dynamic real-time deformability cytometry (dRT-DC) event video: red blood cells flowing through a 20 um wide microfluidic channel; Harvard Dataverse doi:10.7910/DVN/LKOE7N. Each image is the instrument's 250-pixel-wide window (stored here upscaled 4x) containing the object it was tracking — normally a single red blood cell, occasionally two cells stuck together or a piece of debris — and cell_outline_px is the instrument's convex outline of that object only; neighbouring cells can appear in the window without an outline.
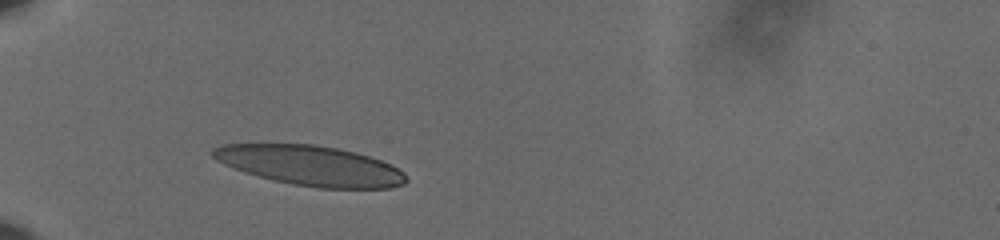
{"species": "human", "species_latin": "Homo sapiens", "temperature_condition": "cold", "stored_images_in_passage": 33, "camera_frame_rate_fps": 3000, "um_per_image_px": 0.085, "donor": {"sex": "male"}, "frame": {"image": 1, "passage_image": 1, "time_ms": 0.0, "image_size_px": [1000, 240], "cell_outline_px": [[408, 180], [404, 184], [392, 188], [320, 188], [292, 184], [272, 180], [244, 172], [232, 168], [216, 160], [208, 152], [212, 148], [220, 144], [312, 144], [336, 148], [356, 152], [392, 164], [404, 172]], "centroid_in_image_um": [26.37, 14.07], "position_along_channel_um": 58.6, "area_um2": 45.2}}
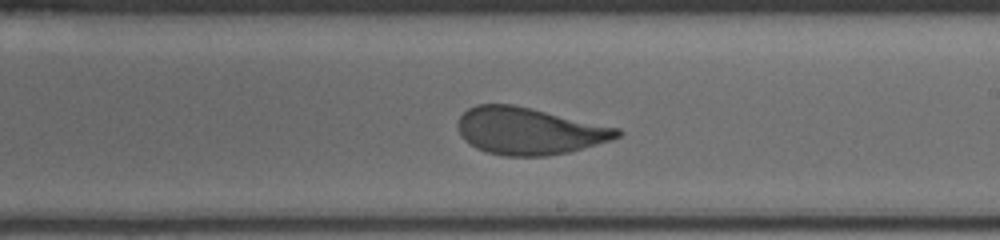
{"frame": {"image": 2, "passage_image": 18, "time_ms": 5.667, "image_size_px": [1000, 240], "cell_outline_px": [[624, 132], [620, 136], [612, 140], [568, 152], [548, 156], [504, 156], [488, 152], [476, 148], [464, 140], [460, 136], [456, 128], [456, 124], [460, 116], [468, 108], [476, 104], [512, 104], [620, 128]], "centroid_in_image_um": [44.95, 11.13], "position_along_channel_um": 244.1, "area_um2": 43.81}}
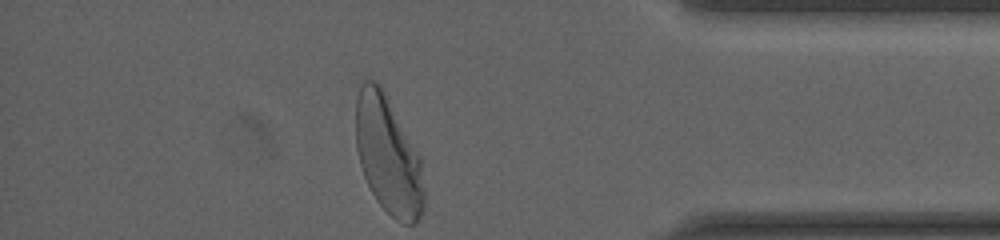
{"frame": {"image": 3, "passage_image": 33, "time_ms": 10.667, "image_size_px": [1000, 240], "cell_outline_px": [[424, 212], [416, 224], [404, 224], [396, 220], [376, 200], [364, 176], [360, 164], [356, 148], [356, 100], [360, 84], [368, 76], [380, 84], [420, 156], [424, 188]], "centroid_in_image_um": [32.99, 13.2], "position_along_channel_um": 402.2, "area_um2": 47.05}, "authors_computed_cell_mechanics": {"area_um2": 44.6216, "velocity_mm_per_s": 3.5874, "shape_relaxation_time_tau1_ms": 4.0859, "shape_relaxation_time_tau2_ms": 0.8898, "deformation_change_tau1": 0.1738, "deformation_change_tau2": 0.0712}}